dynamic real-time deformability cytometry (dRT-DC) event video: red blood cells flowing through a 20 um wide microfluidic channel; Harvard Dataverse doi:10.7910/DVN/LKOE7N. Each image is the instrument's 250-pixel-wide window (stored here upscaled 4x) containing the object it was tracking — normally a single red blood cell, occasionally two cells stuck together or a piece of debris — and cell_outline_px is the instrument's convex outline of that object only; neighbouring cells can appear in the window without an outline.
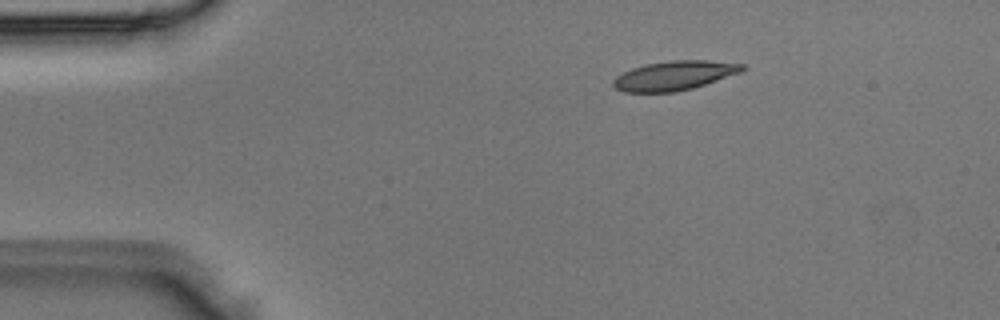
{"species": "Egyptian fruit bat (a non-hibernating species)", "species_latin": "Rousettus aegyptiacus", "temperature_condition": "room temperature", "stored_images_in_passage": 3, "camera_frame_rate_fps": 3000, "um_per_image_px": 0.085, "animal": {"sex": "male"}, "frame": {"image": 1, "passage_image": 1, "time_ms": 0.0, "image_size_px": [1000, 320], "cell_outline_px": [[748, 68], [740, 72], [692, 88], [676, 92], [624, 92], [616, 88], [612, 84], [612, 80], [616, 76], [632, 68], [644, 64], [672, 60], [708, 60], [744, 64]], "centroid_in_image_um": [57.3, 6.41], "position_along_channel_um": 27.7, "area_um2": 21.96}}